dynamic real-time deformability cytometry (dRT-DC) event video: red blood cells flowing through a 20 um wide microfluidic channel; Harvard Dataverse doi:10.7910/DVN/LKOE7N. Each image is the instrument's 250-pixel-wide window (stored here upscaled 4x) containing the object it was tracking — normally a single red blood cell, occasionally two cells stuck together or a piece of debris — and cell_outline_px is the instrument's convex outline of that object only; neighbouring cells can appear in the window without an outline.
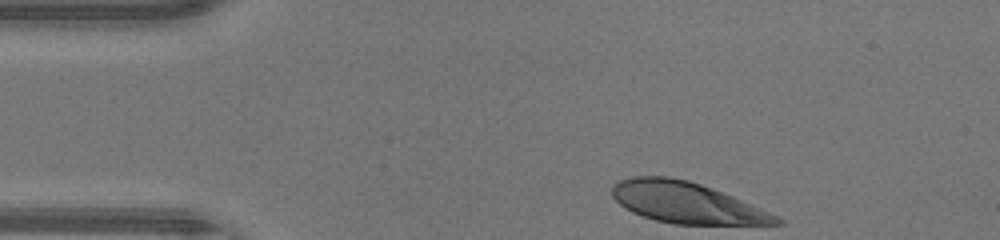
{"species": "human", "species_latin": "Homo sapiens", "temperature_condition": "warm", "stored_images_in_passage": 32, "camera_frame_rate_fps": 3000, "um_per_image_px": 0.085, "donor": {"sex": "male"}, "frame": {"image": 1, "passage_image": 1, "time_ms": 0.0, "image_size_px": [1000, 240], "cell_outline_px": [[784, 224], [672, 224], [656, 220], [632, 212], [624, 208], [612, 196], [612, 184], [620, 180], [632, 176], [668, 176], [688, 180], [712, 188], [732, 196], [768, 212], [784, 220]], "centroid_in_image_um": [58.3, 17.22], "position_along_channel_um": 26.7, "area_um2": 38.9}}
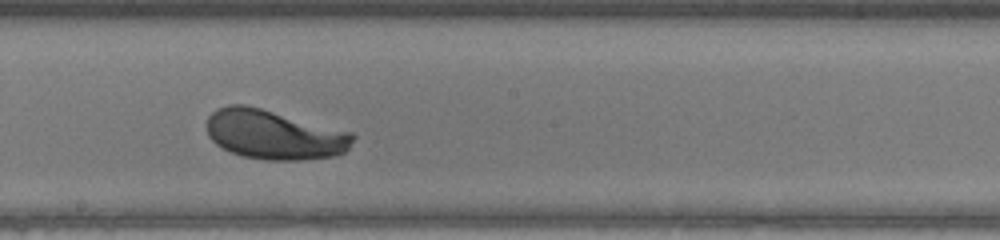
{"frame": {"image": 2, "passage_image": 19, "time_ms": 6.0, "image_size_px": [1000, 240], "cell_outline_px": [[356, 136], [348, 148], [344, 152], [336, 156], [300, 160], [268, 160], [244, 156], [232, 152], [216, 144], [208, 136], [208, 116], [216, 108], [228, 104], [244, 104], [260, 108], [352, 132]], "centroid_in_image_um": [23.31, 11.44], "position_along_channel_um": 224.9, "area_um2": 41.91}}
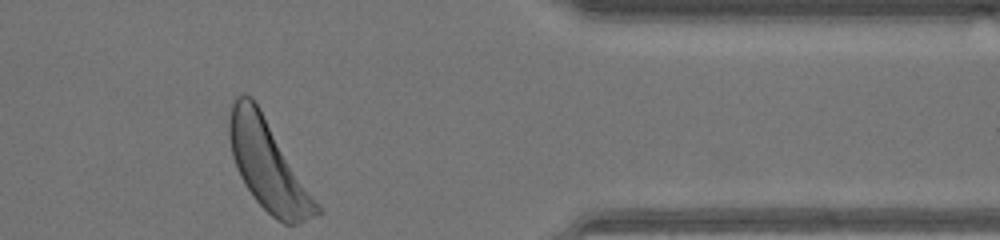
{"frame": {"image": 3, "passage_image": 32, "time_ms": 10.333, "image_size_px": [1000, 240], "cell_outline_px": [[324, 212], [300, 224], [284, 224], [276, 220], [256, 200], [244, 184], [240, 176], [232, 156], [228, 136], [228, 120], [232, 104], [236, 96], [244, 92], [252, 96], [260, 108]], "centroid_in_image_um": [22.78, 14.04], "position_along_channel_um": 388.6, "area_um2": 45.66}, "authors_computed_cell_mechanics": {"area_um2": 41.1825, "velocity_mm_per_s": 4.3519, "shape_relaxation_time_tau1_ms": 2.5383, "shape_relaxation_time_tau2_ms": null, "deformation_change_tau1": 0.1786, "deformation_change_tau2": null}}